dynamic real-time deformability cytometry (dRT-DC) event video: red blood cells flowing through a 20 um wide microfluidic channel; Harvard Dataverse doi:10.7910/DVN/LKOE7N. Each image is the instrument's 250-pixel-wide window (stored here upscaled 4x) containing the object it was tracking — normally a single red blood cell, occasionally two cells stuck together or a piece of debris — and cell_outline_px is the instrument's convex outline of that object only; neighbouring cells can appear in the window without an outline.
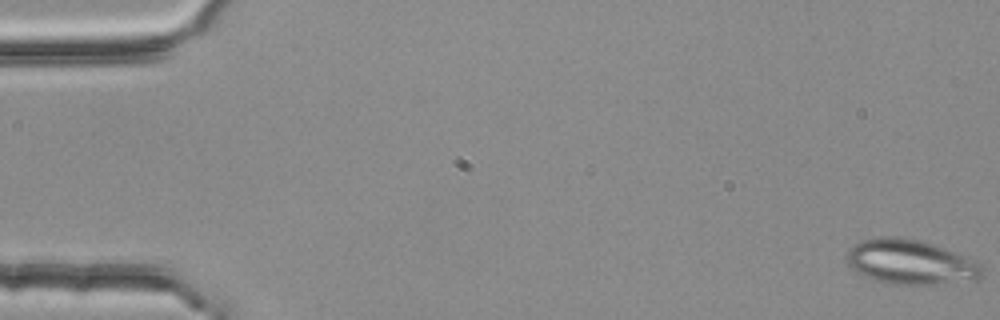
{"species": "common noctule bat (a hibernating species)", "species_latin": "Nyctalus noctula", "temperature_condition": "room temperature", "stored_images_in_passage": 54, "segment_of_instrument_passage": [1, 2], "camera_frame_rate_fps": 3000, "um_per_image_px": 0.085, "animal": {"sex": "female", "body_mass_g": 25.1}, "frame": {"image": 1, "passage_image": 1, "time_ms": 0.0, "image_size_px": [1000, 320], "cell_outline_px": [[984, 272], [976, 280], [936, 284], [888, 284], [872, 280], [856, 272], [848, 264], [848, 252], [860, 240], [880, 236], [896, 236], [920, 240], [944, 248], [964, 256], [980, 264]], "centroid_in_image_um": [77.37, 22.28], "position_along_channel_um": 7.6, "area_um2": 35.14}}